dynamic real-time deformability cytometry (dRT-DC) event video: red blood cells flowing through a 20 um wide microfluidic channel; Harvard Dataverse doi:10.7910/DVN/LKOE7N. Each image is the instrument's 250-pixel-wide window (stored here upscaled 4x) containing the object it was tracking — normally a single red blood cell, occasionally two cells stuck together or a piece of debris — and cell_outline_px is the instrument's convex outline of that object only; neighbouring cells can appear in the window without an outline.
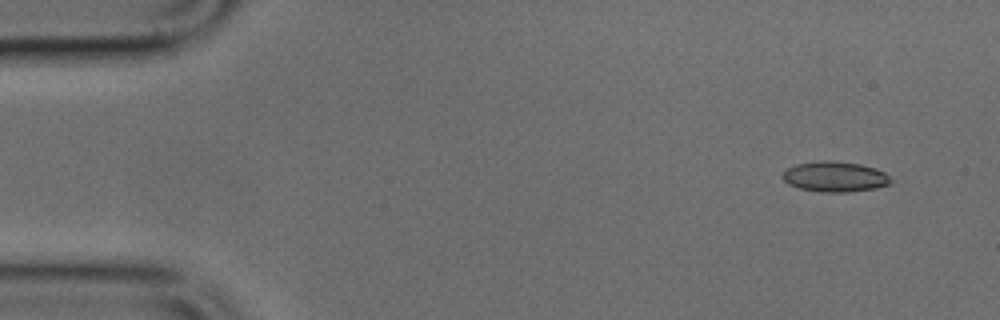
{"species": "common noctule bat (a hibernating species)", "species_latin": "Nyctalus noctula", "temperature_condition": "cold", "stored_images_in_passage": 4, "camera_frame_rate_fps": 3000, "um_per_image_px": 0.085, "animal": {"sex": "male", "body_mass_g": 17.9, "forearm_length_mm": 54.2}, "frame": {"image": 1, "passage_image": 2, "time_ms": 0.333, "image_size_px": [1000, 320], "cell_outline_px": [[892, 184], [876, 188], [848, 192], [820, 192], [800, 188], [788, 184], [784, 180], [784, 172], [788, 168], [796, 164], [824, 160], [832, 160], [860, 164], [876, 168], [884, 172], [892, 180]], "centroid_in_image_um": [71.01, 15.02], "position_along_channel_um": 14.0, "area_um2": 19.13}}